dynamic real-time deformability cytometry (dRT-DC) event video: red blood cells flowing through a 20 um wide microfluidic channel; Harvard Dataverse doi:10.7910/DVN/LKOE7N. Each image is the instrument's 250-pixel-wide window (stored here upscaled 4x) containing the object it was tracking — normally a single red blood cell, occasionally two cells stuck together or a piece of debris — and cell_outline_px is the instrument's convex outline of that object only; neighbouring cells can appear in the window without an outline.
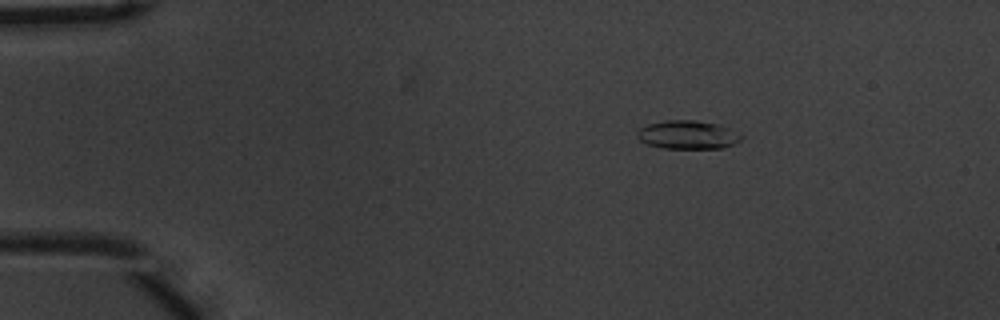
{"species": "common noctule bat (a hibernating species)", "species_latin": "Nyctalus noctula", "temperature_condition": "warm", "stored_images_in_passage": 48, "camera_frame_rate_fps": 3000, "um_per_image_px": 0.085, "animal": {"sex": "male", "body_mass_g": 20.1, "forearm_length_mm": 53.5}, "frame": {"image": 1, "passage_image": 1, "time_ms": 0.0, "image_size_px": [1000, 320], "cell_outline_px": [[744, 136], [740, 140], [732, 144], [720, 148], [664, 148], [648, 144], [640, 140], [636, 136], [636, 132], [640, 128], [648, 124], [664, 120], [696, 120], [716, 124], [728, 128]], "centroid_in_image_um": [58.42, 11.45], "position_along_channel_um": 26.6, "area_um2": 17.11}}
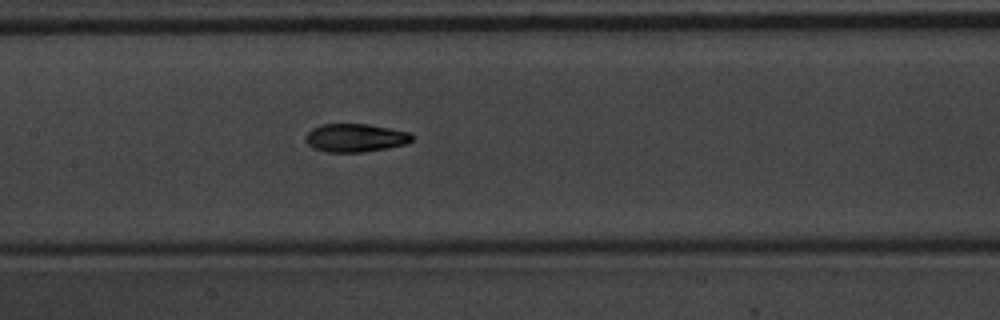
{"frame": {"image": 2, "passage_image": 19, "time_ms": 6.0, "image_size_px": [1000, 320], "cell_outline_px": [[412, 140], [408, 144], [388, 148], [360, 152], [324, 152], [312, 148], [304, 140], [304, 136], [312, 128], [320, 124], [368, 124], [412, 132]], "centroid_in_image_um": [30.19, 11.71], "position_along_channel_um": 177.2, "area_um2": 17.8}}
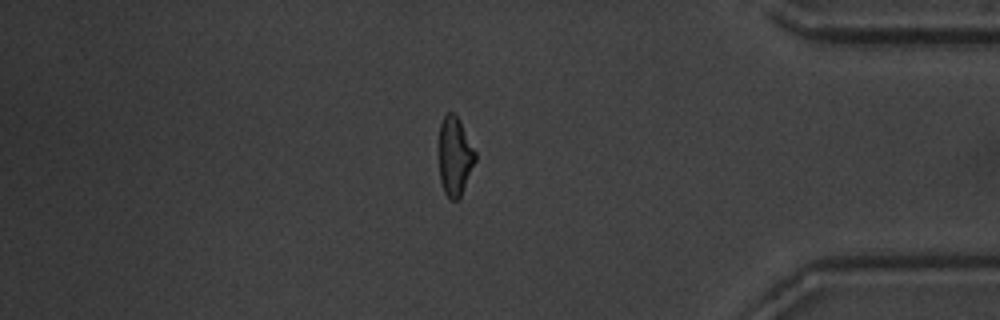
{"frame": {"image": 3, "passage_image": 39, "time_ms": 12.667, "image_size_px": [1000, 320], "cell_outline_px": [[476, 160], [460, 196], [456, 200], [452, 200], [444, 192], [440, 180], [440, 124], [444, 116], [448, 112], [452, 112], [460, 120], [476, 152]], "centroid_in_image_um": [38.67, 13.26], "position_along_channel_um": 396.5, "area_um2": 16.36}, "authors_computed_cell_mechanics": {"area_um2": 17.2244, "velocity_mm_per_s": 3.6963, "shape_relaxation_time_tau1_ms": 4.5151, "shape_relaxation_time_tau2_ms": 3.096, "deformation_change_tau1": 0.1773, "deformation_change_tau2": 0.0804}}